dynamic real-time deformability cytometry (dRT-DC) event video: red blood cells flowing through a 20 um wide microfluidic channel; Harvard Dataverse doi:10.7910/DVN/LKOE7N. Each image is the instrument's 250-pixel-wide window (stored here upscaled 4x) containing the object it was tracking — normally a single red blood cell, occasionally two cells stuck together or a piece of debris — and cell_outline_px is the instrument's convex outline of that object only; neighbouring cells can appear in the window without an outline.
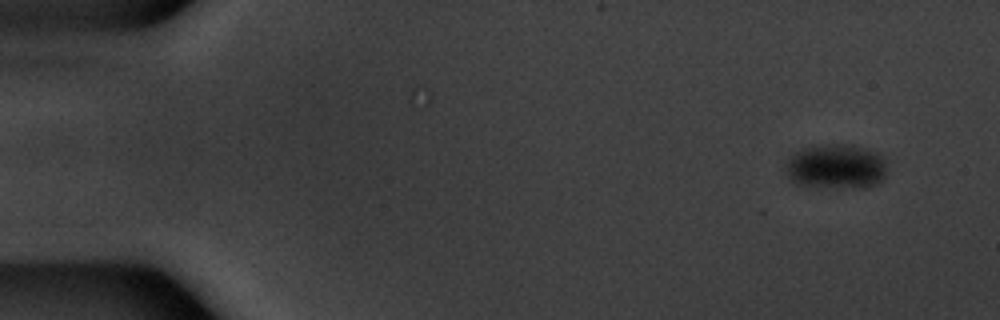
{"species": "common noctule bat (a hibernating species)", "species_latin": "Nyctalus noctula", "temperature_condition": "warm", "stored_images_in_passage": 20, "camera_frame_rate_fps": 3000, "um_per_image_px": 0.085, "animal": {"sex": "male", "body_mass_g": 20.1, "forearm_length_mm": 53.5}, "frame": {"image": 1, "passage_image": 4, "time_ms": 1.0, "image_size_px": [1000, 320], "cell_outline_px": [[884, 176], [876, 184], [868, 188], [832, 188], [796, 184], [788, 180], [784, 164], [792, 152], [800, 148], [828, 144], [852, 144], [876, 152], [884, 160]], "centroid_in_image_um": [70.98, 14.16], "position_along_channel_um": 14.0, "area_um2": 26.93}}